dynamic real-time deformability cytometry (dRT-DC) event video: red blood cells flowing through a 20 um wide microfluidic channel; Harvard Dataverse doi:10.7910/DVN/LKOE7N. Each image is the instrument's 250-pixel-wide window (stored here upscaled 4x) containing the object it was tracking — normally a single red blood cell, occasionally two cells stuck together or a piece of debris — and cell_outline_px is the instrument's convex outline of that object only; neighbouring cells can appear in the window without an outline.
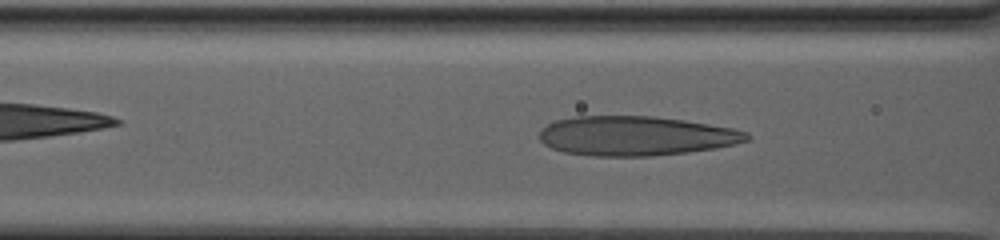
{"species": "human", "species_latin": "Homo sapiens", "temperature_condition": "warm", "stored_images_in_passage": 87, "camera_frame_rate_fps": 3000, "um_per_image_px": 0.085, "donor": {"sex": "male"}, "frame": {"image": 1, "passage_image": 39, "time_ms": 12.667, "image_size_px": [1000, 240], "cell_outline_px": [[752, 136], [748, 140], [716, 148], [688, 152], [652, 156], [592, 156], [564, 152], [552, 148], [544, 144], [540, 140], [540, 128], [556, 120], [576, 116], [652, 116], [684, 120], [732, 128], [748, 132]], "centroid_in_image_um": [54.03, 11.55], "position_along_channel_um": 112.6, "area_um2": 47.74}}
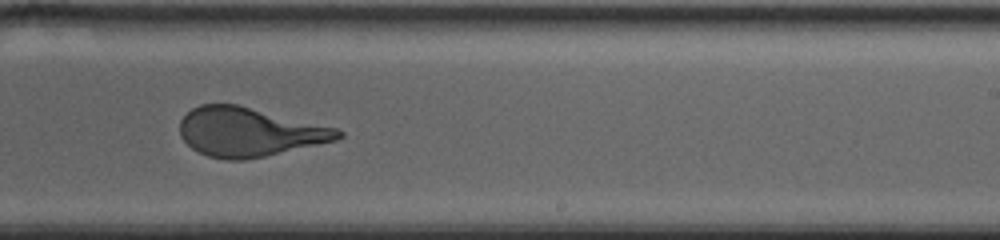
{"frame": {"image": 2, "passage_image": 58, "time_ms": 19.0, "image_size_px": [1000, 240], "cell_outline_px": [[344, 136], [336, 140], [264, 156], [244, 160], [228, 160], [208, 156], [192, 148], [180, 136], [180, 120], [192, 108], [200, 104], [236, 104], [336, 128], [344, 132]], "centroid_in_image_um": [21.15, 11.22], "position_along_channel_um": 267.9, "area_um2": 44.62}}
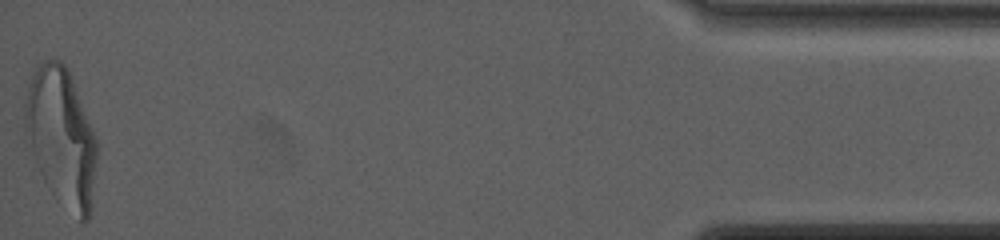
{"frame": {"image": 3, "passage_image": 87, "time_ms": 28.667, "image_size_px": [1000, 240], "cell_outline_px": [[100, 144], [92, 208], [88, 220], [80, 224], [44, 180], [24, 140], [24, 104], [28, 84], [32, 72], [36, 64], [44, 60], [60, 60], [68, 68]], "centroid_in_image_um": [5.23, 11.64], "position_along_channel_um": 430.0, "area_um2": 59.19}, "authors_computed_cell_mechanics": {"area_um2": 49.0722, "velocity_mm_per_s": 2.454, "shape_relaxation_time_tau1_ms": 10.8067, "shape_relaxation_time_tau2_ms": null, "deformation_change_tau1": 0.3112, "deformation_change_tau2": null}}